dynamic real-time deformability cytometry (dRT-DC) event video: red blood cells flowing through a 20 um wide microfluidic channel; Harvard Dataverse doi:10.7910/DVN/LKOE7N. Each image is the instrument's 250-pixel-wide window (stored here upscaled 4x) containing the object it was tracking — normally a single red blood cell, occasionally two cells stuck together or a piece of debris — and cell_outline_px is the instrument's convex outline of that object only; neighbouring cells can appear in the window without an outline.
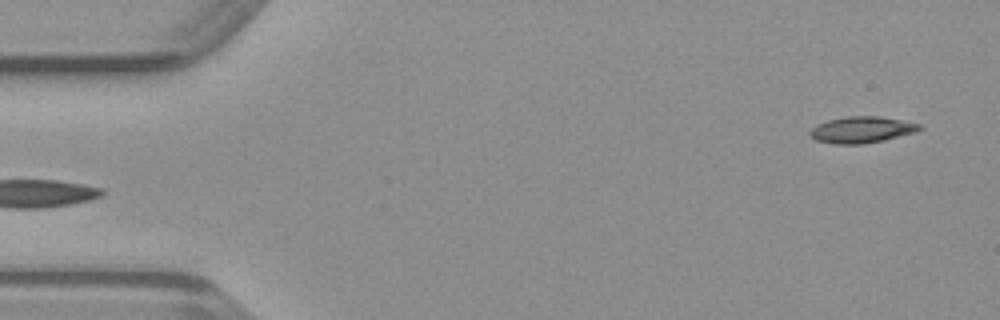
{"species": "common noctule bat (a hibernating species)", "species_latin": "Nyctalus noctula", "temperature_condition": "warm", "stored_images_in_passage": 47, "camera_frame_rate_fps": 3000, "um_per_image_px": 0.085, "animal": {"sex": "male", "body_mass_g": 23.1, "forearm_length_mm": 52.7}, "frame": {"image": 1, "passage_image": 1, "time_ms": 0.0, "image_size_px": [1000, 320], "cell_outline_px": [[924, 128], [916, 132], [884, 140], [864, 144], [836, 144], [816, 140], [808, 136], [808, 132], [816, 124], [828, 120], [848, 116], [880, 116], [920, 124]], "centroid_in_image_um": [73.22, 11.03], "position_along_channel_um": 11.8, "area_um2": 16.94}}
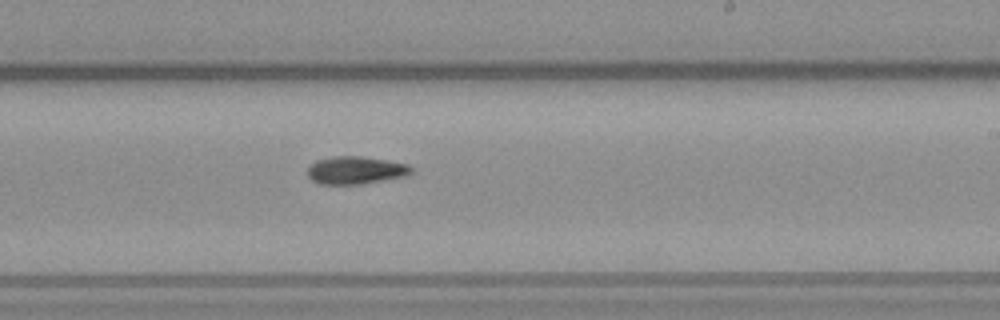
{"frame": {"image": 2, "passage_image": 27, "time_ms": 8.667, "image_size_px": [1000, 320], "cell_outline_px": [[412, 172], [408, 176], [360, 184], [320, 184], [312, 180], [308, 176], [308, 168], [316, 160], [332, 156], [360, 156], [408, 164], [412, 168]], "centroid_in_image_um": [30.23, 14.47], "position_along_channel_um": 258.8, "area_um2": 16.7}}
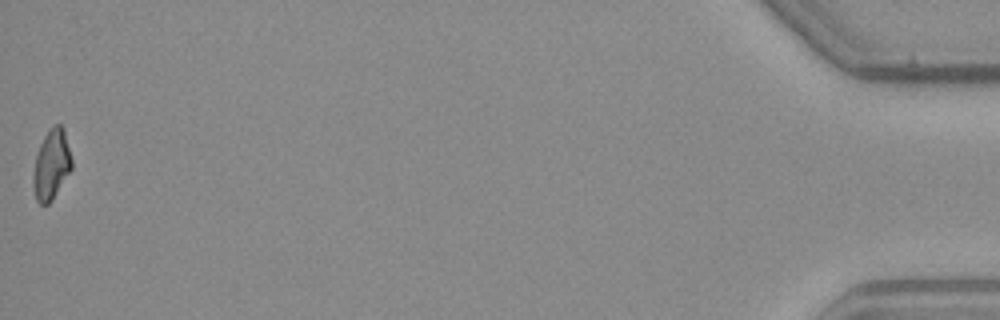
{"frame": {"image": 3, "passage_image": 47, "time_ms": 15.333, "image_size_px": [1000, 320], "cell_outline_px": [[72, 168], [52, 200], [48, 204], [40, 204], [36, 200], [32, 184], [32, 176], [36, 156], [40, 144], [48, 128], [52, 124], [60, 124], [64, 128], [72, 160]], "centroid_in_image_um": [4.36, 13.97], "position_along_channel_um": 430.8, "area_um2": 15.84}}